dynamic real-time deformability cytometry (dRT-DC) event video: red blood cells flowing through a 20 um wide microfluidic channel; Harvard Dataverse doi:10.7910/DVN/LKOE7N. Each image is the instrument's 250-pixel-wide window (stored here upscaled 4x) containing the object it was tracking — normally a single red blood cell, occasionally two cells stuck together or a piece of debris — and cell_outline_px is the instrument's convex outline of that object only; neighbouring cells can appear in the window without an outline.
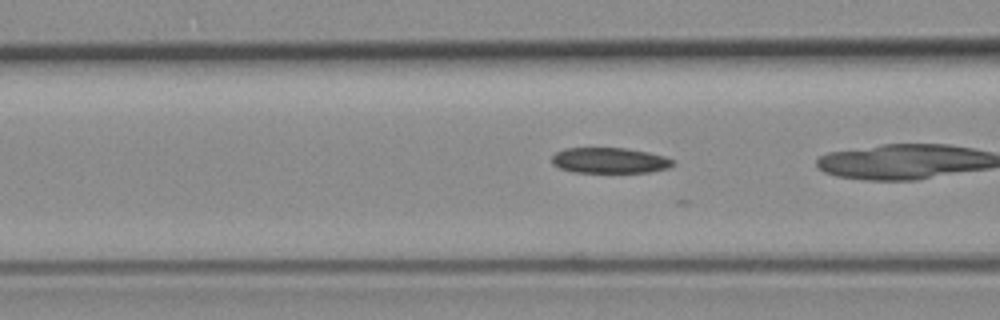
{"species": "common noctule bat (a hibernating species)", "species_latin": "Nyctalus noctula", "temperature_condition": "room temperature", "stored_images_in_passage": 12, "camera_frame_rate_fps": 3000, "um_per_image_px": 0.085, "animal": {"sex": "female", "body_mass_g": 19.3, "forearm_length_mm": 54.1}, "frame": {"image": 1, "passage_image": 7, "time_ms": 2.0, "image_size_px": [1000, 320], "cell_outline_px": [[676, 164], [672, 168], [652, 172], [572, 172], [560, 168], [552, 164], [552, 156], [556, 152], [564, 148], [628, 148], [648, 152], [664, 156], [676, 160]], "centroid_in_image_um": [51.88, 13.64], "position_along_channel_um": 114.7, "area_um2": 18.38}}